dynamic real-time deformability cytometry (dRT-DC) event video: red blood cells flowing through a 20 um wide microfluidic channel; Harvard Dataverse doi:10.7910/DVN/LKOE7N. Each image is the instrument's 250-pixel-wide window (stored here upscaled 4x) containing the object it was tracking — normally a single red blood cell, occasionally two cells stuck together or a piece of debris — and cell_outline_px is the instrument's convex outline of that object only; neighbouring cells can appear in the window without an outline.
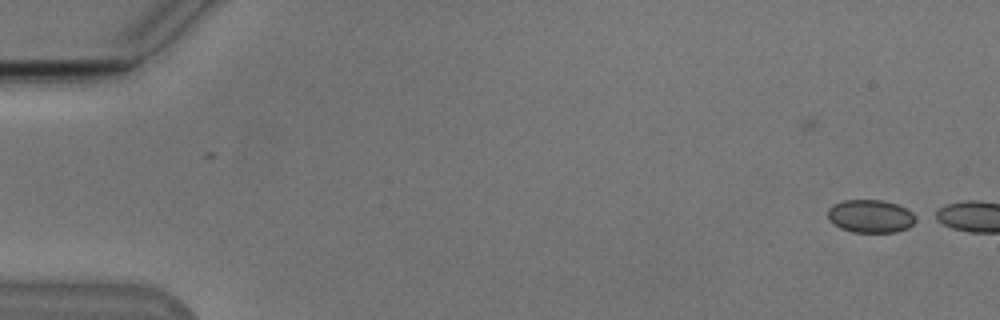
{"species": "Egyptian fruit bat (a non-hibernating species)", "species_latin": "Rousettus aegyptiacus", "temperature_condition": "cold", "stored_images_in_passage": 3, "camera_frame_rate_fps": 3000, "um_per_image_px": 0.085, "animal": {"sex": "male"}, "frame": {"image": 1, "passage_image": 3, "time_ms": 0.667, "image_size_px": [1000, 320], "cell_outline_px": [[920, 220], [908, 228], [896, 232], [852, 232], [840, 228], [828, 216], [828, 208], [832, 204], [844, 200], [884, 200], [896, 204], [920, 216]], "centroid_in_image_um": [74.07, 18.38], "position_along_channel_um": 10.9, "area_um2": 17.11}}